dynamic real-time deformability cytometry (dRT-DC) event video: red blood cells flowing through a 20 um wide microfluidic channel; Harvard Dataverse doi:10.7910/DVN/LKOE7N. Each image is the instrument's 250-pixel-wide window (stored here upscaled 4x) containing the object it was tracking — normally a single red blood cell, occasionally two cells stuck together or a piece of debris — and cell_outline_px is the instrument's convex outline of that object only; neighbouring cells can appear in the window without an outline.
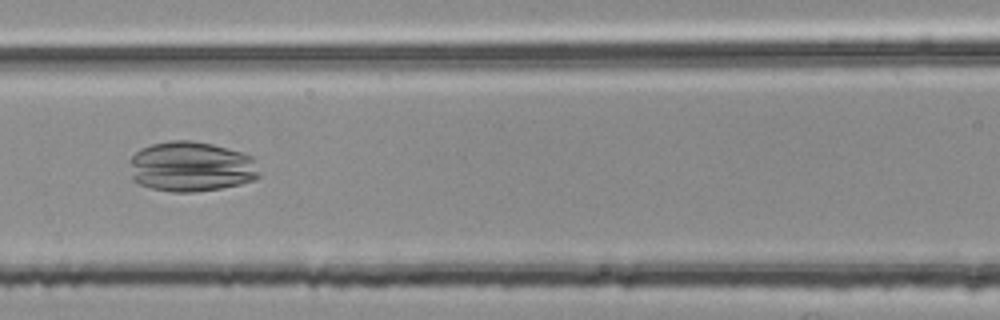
{"species": "common noctule bat (a hibernating species)", "species_latin": "Nyctalus noctula", "temperature_condition": "room temperature", "stored_images_in_passage": 53, "camera_frame_rate_fps": 3000, "um_per_image_px": 0.085, "animal": {"sex": "female", "body_mass_g": 25.1}, "frame": {"image": 1, "passage_image": 24, "time_ms": 7.667, "image_size_px": [1000, 320], "cell_outline_px": [[260, 176], [252, 180], [240, 184], [220, 188], [192, 192], [172, 192], [152, 188], [140, 184], [132, 180], [128, 160], [140, 148], [152, 144], [172, 140], [192, 140], [212, 144], [240, 152], [252, 156]], "centroid_in_image_um": [16.2, 14.16], "position_along_channel_um": 150.4, "area_um2": 37.97}}
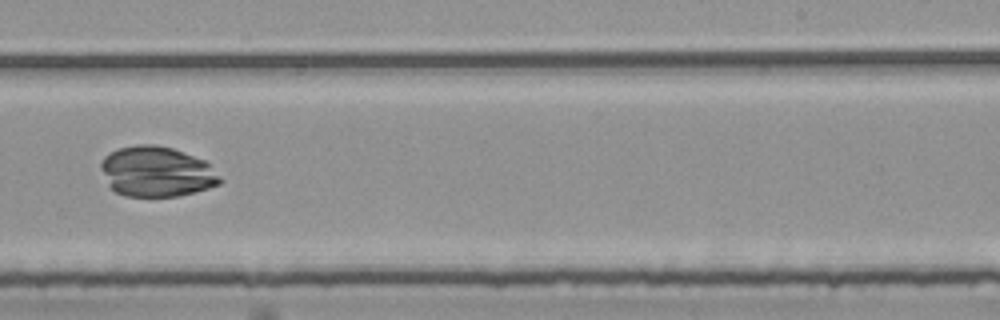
{"frame": {"image": 2, "passage_image": 34, "time_ms": 11.0, "image_size_px": [1000, 320], "cell_outline_px": [[220, 184], [208, 188], [176, 196], [124, 196], [116, 192], [108, 184], [100, 168], [100, 164], [104, 156], [120, 148], [136, 144], [152, 144], [172, 148], [204, 160], [220, 176]], "centroid_in_image_um": [13.28, 14.59], "position_along_channel_um": 275.7, "area_um2": 34.56}}
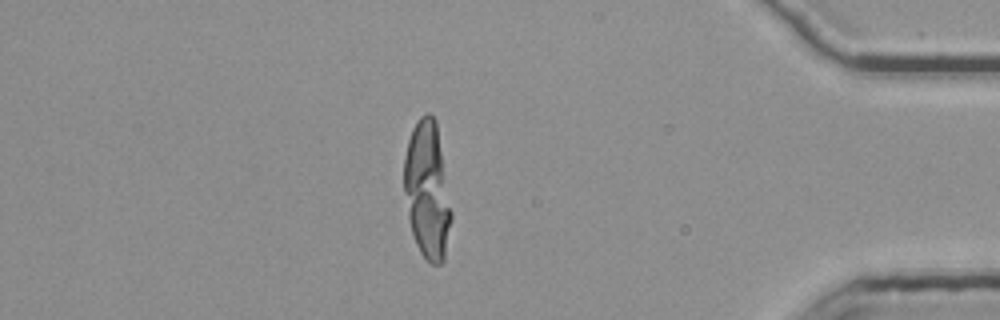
{"frame": {"image": 3, "passage_image": 47, "time_ms": 15.333, "image_size_px": [1000, 320], "cell_outline_px": [[452, 216], [444, 260], [440, 264], [432, 264], [420, 252], [416, 244], [412, 232], [408, 216], [404, 192], [404, 156], [408, 140], [412, 128], [420, 116], [428, 112], [436, 120], [452, 212]], "centroid_in_image_um": [36.32, 16.16], "position_along_channel_um": 398.9, "area_um2": 37.69}}